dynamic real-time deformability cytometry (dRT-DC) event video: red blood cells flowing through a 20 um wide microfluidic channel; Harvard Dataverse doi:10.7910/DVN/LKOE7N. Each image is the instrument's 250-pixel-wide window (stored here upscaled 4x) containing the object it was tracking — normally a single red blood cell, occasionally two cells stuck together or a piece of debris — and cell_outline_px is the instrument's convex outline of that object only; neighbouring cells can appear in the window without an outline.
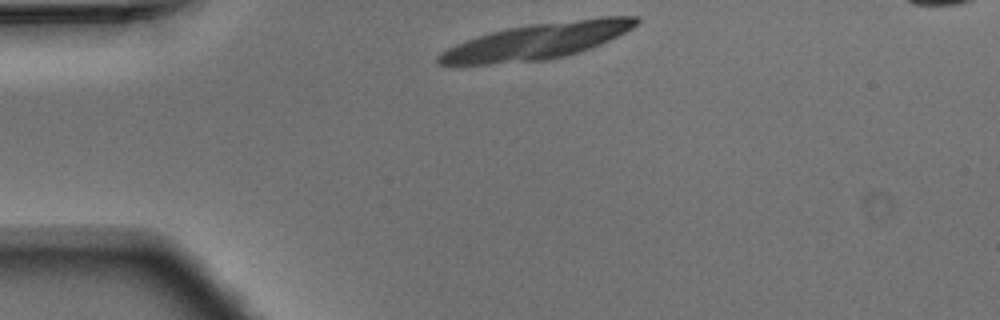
{"species": "Egyptian fruit bat (a non-hibernating species)", "species_latin": "Rousettus aegyptiacus", "temperature_condition": "warm", "stored_images_in_passage": 4, "segment_of_instrument_passage": [1, 2], "camera_frame_rate_fps": 3000, "um_per_image_px": 0.085, "animal": {"sex": "male"}, "frame": {"image": 1, "passage_image": 1, "time_ms": 0.0, "image_size_px": [1000, 320], "cell_outline_px": [[640, 20], [632, 28], [600, 44], [580, 52], [548, 60], [488, 64], [436, 64], [436, 56], [440, 52], [456, 44], [492, 32], [508, 28], [532, 24], [600, 16], [640, 16]], "centroid_in_image_um": [45.67, 3.49], "position_along_channel_um": 39.3, "area_um2": 41.1}}